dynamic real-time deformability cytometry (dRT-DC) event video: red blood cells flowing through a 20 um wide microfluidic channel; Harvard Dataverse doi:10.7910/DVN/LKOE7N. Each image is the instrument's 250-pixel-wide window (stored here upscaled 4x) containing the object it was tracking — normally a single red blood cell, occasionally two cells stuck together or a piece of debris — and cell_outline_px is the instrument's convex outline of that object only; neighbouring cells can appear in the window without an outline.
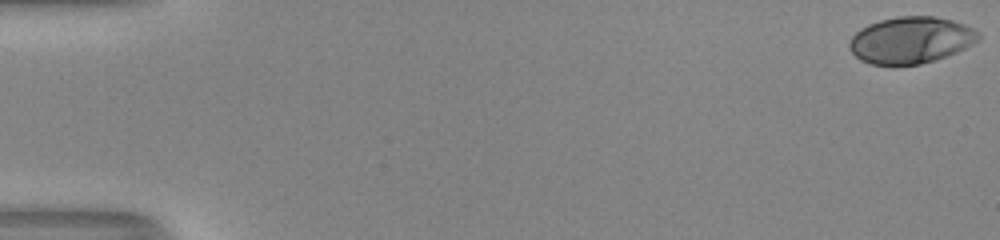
{"species": "human", "species_latin": "Homo sapiens", "temperature_condition": "room temperature", "stored_images_in_passage": 19, "camera_frame_rate_fps": 3000, "um_per_image_px": 0.085, "donor": {"sex": "male"}, "frame": {"image": 1, "passage_image": 1, "time_ms": 0.0, "image_size_px": [1000, 240], "cell_outline_px": [[980, 40], [956, 52], [920, 64], [872, 64], [860, 60], [852, 52], [848, 44], [852, 36], [860, 28], [868, 24], [880, 20], [900, 16], [936, 16], [952, 20], [964, 24], [980, 32]], "centroid_in_image_um": [77.42, 3.39], "position_along_channel_um": 7.6, "area_um2": 34.85}}
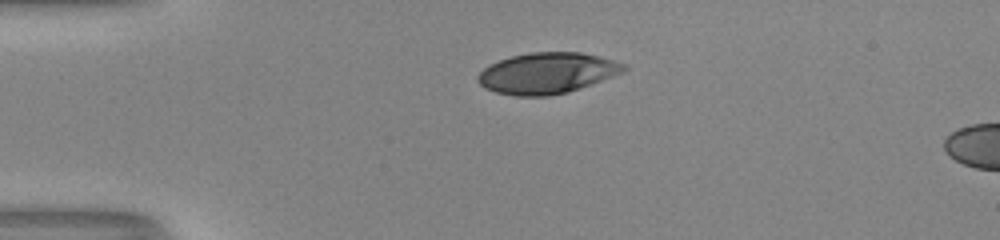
{"frame": {"image": 2, "passage_image": 14, "time_ms": 4.333, "image_size_px": [1000, 240], "cell_outline_px": [[628, 68], [624, 72], [580, 88], [568, 92], [548, 96], [516, 96], [496, 92], [484, 88], [476, 80], [476, 76], [488, 64], [512, 56], [528, 52], [580, 52], [600, 56], [628, 64]], "centroid_in_image_um": [46.51, 6.21], "position_along_channel_um": 38.5, "area_um2": 35.08}}